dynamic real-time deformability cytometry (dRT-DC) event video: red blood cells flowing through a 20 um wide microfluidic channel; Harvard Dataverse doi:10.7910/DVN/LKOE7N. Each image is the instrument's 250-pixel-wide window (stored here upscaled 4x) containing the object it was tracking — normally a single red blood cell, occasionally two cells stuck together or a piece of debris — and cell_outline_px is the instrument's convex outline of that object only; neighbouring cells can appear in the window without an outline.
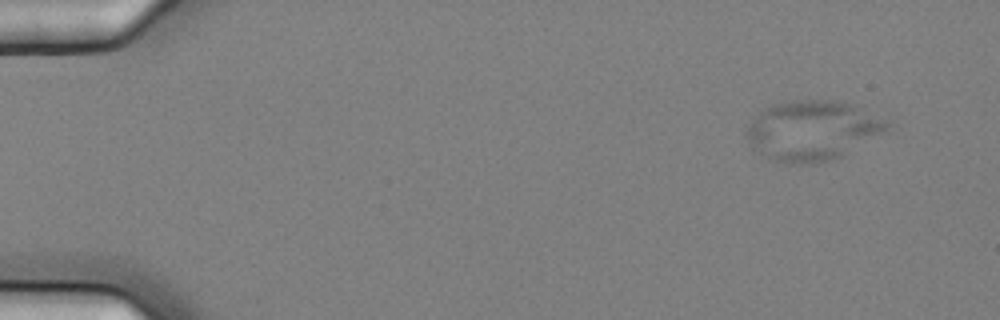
{"species": "common noctule bat (a hibernating species)", "species_latin": "Nyctalus noctula", "temperature_condition": "cold", "stored_images_in_passage": 5, "camera_frame_rate_fps": 3000, "um_per_image_px": 0.085, "animal": {"sex": "female", "body_mass_g": 25.1}, "frame": {"image": 1, "passage_image": 2, "time_ms": 0.333, "image_size_px": [1000, 320], "cell_outline_px": [[896, 124], [888, 132], [840, 156], [828, 160], [812, 164], [788, 164], [772, 160], [752, 148], [744, 132], [752, 120], [764, 108], [776, 104], [808, 100], [816, 100], [852, 104], [888, 120]], "centroid_in_image_um": [69.1, 11.12], "position_along_channel_um": 15.9, "area_um2": 48.84}}